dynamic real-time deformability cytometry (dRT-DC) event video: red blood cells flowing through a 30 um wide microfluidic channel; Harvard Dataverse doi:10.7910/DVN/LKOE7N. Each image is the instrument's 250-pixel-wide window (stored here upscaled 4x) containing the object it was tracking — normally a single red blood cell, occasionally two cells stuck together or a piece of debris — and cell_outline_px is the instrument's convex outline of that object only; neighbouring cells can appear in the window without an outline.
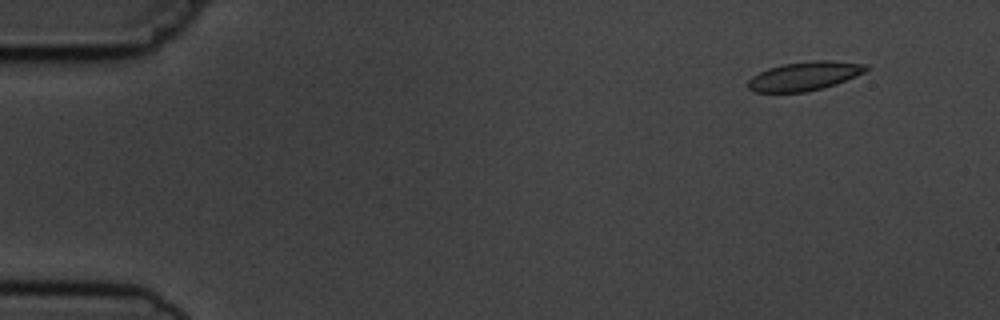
{"species": "common noctule bat (a hibernating species)", "species_latin": "Nyctalus noctula", "temperature_condition": "cold", "stored_images_in_passage": 11, "camera_frame_rate_fps": 3000, "um_per_image_px": 0.085, "animal": {"sex": "male", "body_mass_g": 19.5, "forearm_length_mm": 54.6}, "frame": {"image": 1, "passage_image": 2, "time_ms": 1.0, "image_size_px": [1000, 320], "cell_outline_px": [[868, 68], [864, 72], [856, 76], [836, 84], [824, 88], [804, 92], [756, 92], [748, 88], [748, 80], [752, 76], [768, 68], [784, 64], [812, 60], [832, 60], [868, 64]], "centroid_in_image_um": [68.4, 6.46], "position_along_channel_um": 16.6, "area_um2": 19.88}}
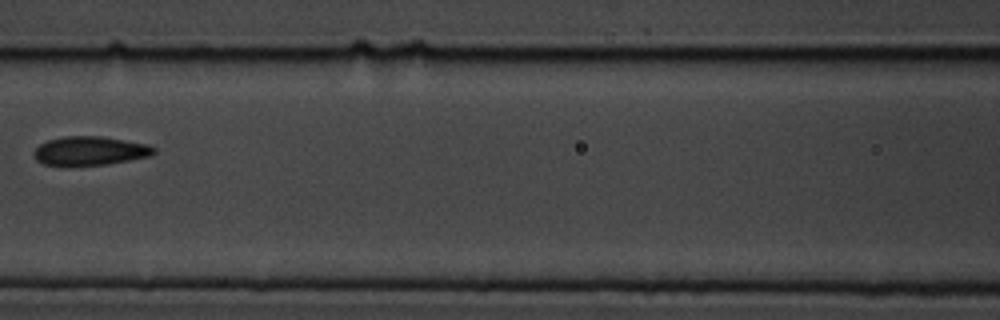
{"frame": {"image": 2, "passage_image": 7, "time_ms": 7.667, "image_size_px": [1000, 320], "cell_outline_px": [[156, 152], [152, 156], [108, 164], [44, 164], [36, 160], [36, 148], [40, 144], [48, 140], [64, 136], [100, 136], [148, 144], [156, 148]], "centroid_in_image_um": [7.73, 12.8], "position_along_channel_um": 158.9, "area_um2": 19.77}}
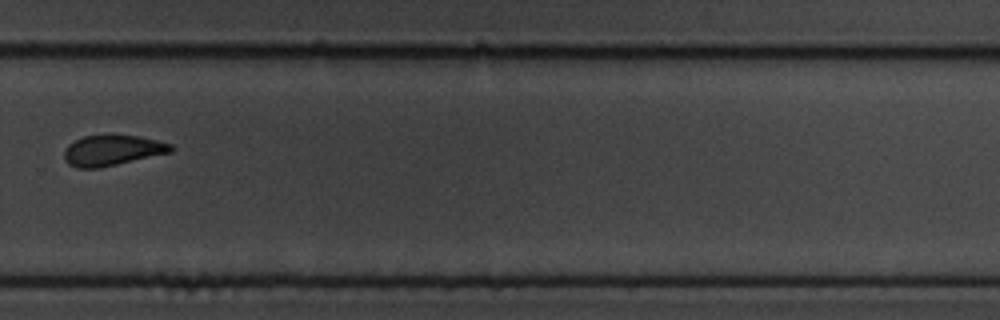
{"frame": {"image": 3, "passage_image": 11, "time_ms": 12.0, "image_size_px": [1000, 320], "cell_outline_px": [[176, 148], [172, 152], [100, 168], [76, 168], [68, 164], [64, 160], [64, 152], [68, 144], [84, 136], [136, 136], [156, 140], [172, 144]], "centroid_in_image_um": [9.55, 12.8], "position_along_channel_um": 320.3, "area_um2": 18.84}}